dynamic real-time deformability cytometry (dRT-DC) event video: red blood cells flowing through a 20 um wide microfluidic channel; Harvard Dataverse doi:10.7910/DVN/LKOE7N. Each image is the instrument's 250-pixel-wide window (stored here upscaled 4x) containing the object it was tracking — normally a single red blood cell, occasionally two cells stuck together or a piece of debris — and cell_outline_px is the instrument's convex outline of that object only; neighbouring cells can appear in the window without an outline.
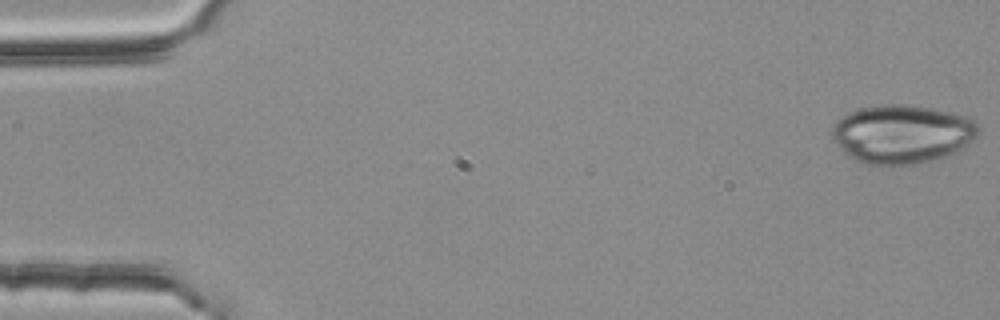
{"species": "common noctule bat (a hibernating species)", "species_latin": "Nyctalus noctula", "temperature_condition": "room temperature", "stored_images_in_passage": 54, "camera_frame_rate_fps": 3000, "um_per_image_px": 0.085, "animal": {"sex": "female", "body_mass_g": 25.1}, "frame": {"image": 1, "passage_image": 1, "time_ms": 0.0, "image_size_px": [1000, 320], "cell_outline_px": [[980, 136], [956, 152], [916, 164], [868, 164], [856, 160], [848, 156], [832, 140], [832, 128], [836, 120], [852, 112], [864, 108], [880, 104], [908, 104], [932, 108], [952, 112], [964, 116], [972, 120], [980, 128]], "centroid_in_image_um": [76.69, 11.38], "position_along_channel_um": 8.3, "area_um2": 49.82}}
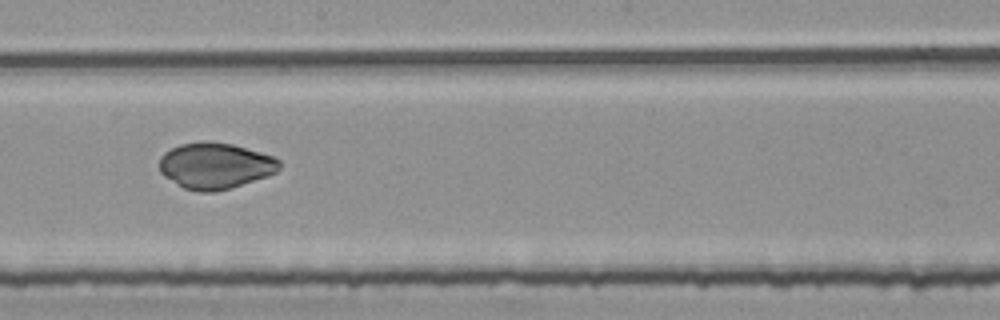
{"frame": {"image": 2, "passage_image": 30, "time_ms": 9.667, "image_size_px": [1000, 320], "cell_outline_px": [[280, 168], [276, 172], [268, 176], [228, 188], [212, 192], [196, 192], [184, 188], [164, 176], [160, 172], [160, 156], [164, 152], [180, 144], [204, 140], [208, 140], [232, 144], [260, 152], [272, 156], [280, 160]], "centroid_in_image_um": [18.28, 14.07], "position_along_channel_um": 229.9, "area_um2": 32.25}}
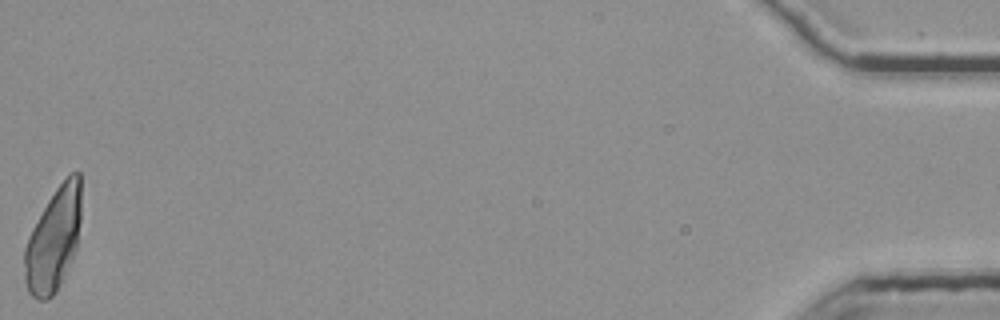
{"frame": {"image": 3, "passage_image": 54, "time_ms": 17.667, "image_size_px": [1000, 320], "cell_outline_px": [[80, 220], [76, 248], [56, 292], [48, 300], [40, 300], [32, 296], [28, 292], [24, 280], [24, 248], [28, 236], [32, 228], [48, 200], [56, 188], [72, 172], [80, 172]], "centroid_in_image_um": [4.52, 20.39], "position_along_channel_um": 430.7, "area_um2": 33.81}}